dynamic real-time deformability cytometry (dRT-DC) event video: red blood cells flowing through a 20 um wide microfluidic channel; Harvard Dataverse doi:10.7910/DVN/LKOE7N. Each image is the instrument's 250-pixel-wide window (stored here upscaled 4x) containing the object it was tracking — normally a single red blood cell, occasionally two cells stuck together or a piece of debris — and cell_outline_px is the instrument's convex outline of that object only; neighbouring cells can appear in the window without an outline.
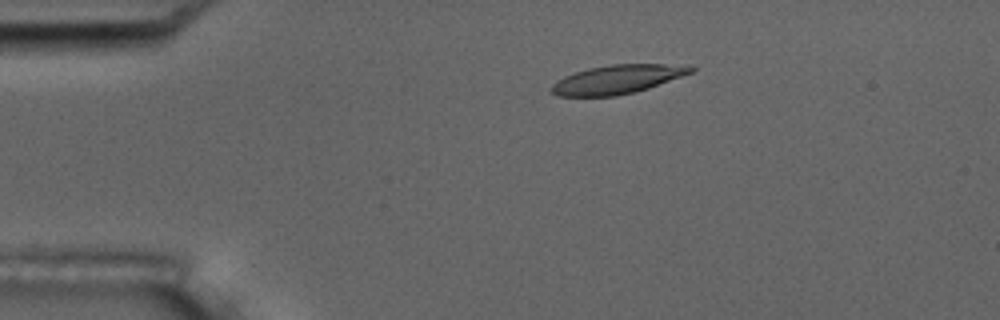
{"species": "common noctule bat (a hibernating species)", "species_latin": "Nyctalus noctula", "temperature_condition": "room temperature", "stored_images_in_passage": 6, "camera_frame_rate_fps": 3000, "um_per_image_px": 0.085, "animal": {"sex": "male", "body_mass_g": 17.5, "forearm_length_mm": 52.3}, "frame": {"image": 1, "passage_image": 4, "time_ms": 3.333, "image_size_px": [1000, 320], "cell_outline_px": [[696, 68], [692, 72], [648, 88], [616, 96], [556, 96], [552, 92], [552, 84], [556, 80], [564, 76], [588, 68], [612, 64], [664, 64]], "centroid_in_image_um": [52.39, 6.75], "position_along_channel_um": 32.6, "area_um2": 22.95}}
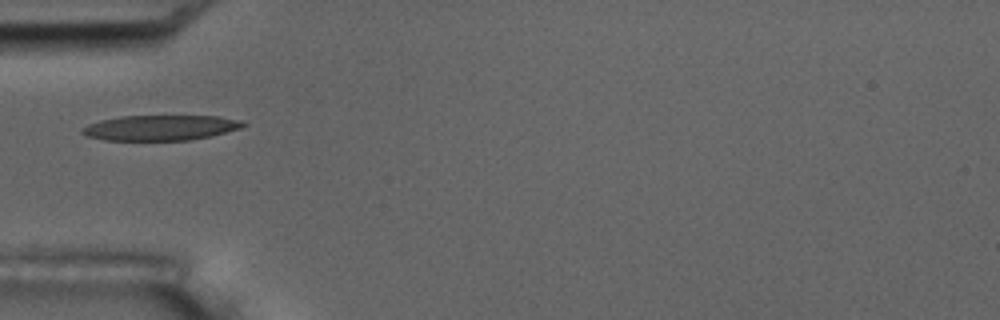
{"frame": {"image": 2, "passage_image": 6, "time_ms": 5.667, "image_size_px": [1000, 320], "cell_outline_px": [[248, 124], [240, 128], [212, 136], [188, 140], [104, 140], [88, 136], [80, 132], [80, 128], [88, 124], [100, 120], [120, 116], [220, 116], [240, 120]], "centroid_in_image_um": [13.63, 10.85], "position_along_channel_um": 71.4, "area_um2": 23.76}}